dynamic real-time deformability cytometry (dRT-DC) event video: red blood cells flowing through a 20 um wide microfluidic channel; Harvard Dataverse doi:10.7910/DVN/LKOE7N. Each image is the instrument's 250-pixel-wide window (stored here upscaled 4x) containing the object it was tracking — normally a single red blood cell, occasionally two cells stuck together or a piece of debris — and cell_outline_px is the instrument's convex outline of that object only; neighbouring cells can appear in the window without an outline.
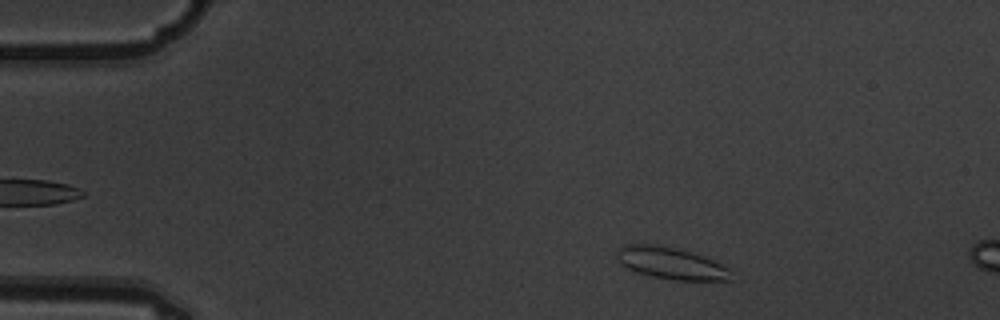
{"species": "common noctule bat (a hibernating species)", "species_latin": "Nyctalus noctula", "temperature_condition": "warm", "stored_images_in_passage": 3, "camera_frame_rate_fps": 3000, "um_per_image_px": 0.085, "animal": {"sex": "male", "body_mass_g": 19.5, "forearm_length_mm": 54.6}, "frame": {"image": 1, "passage_image": 1, "time_ms": 0.0, "image_size_px": [1000, 320], "cell_outline_px": [[732, 280], [676, 280], [652, 276], [636, 272], [620, 264], [616, 260], [616, 248], [624, 244], [664, 244], [692, 252], [704, 256], [732, 268]], "centroid_in_image_um": [57.03, 22.35], "position_along_channel_um": 28.0, "area_um2": 21.79}}